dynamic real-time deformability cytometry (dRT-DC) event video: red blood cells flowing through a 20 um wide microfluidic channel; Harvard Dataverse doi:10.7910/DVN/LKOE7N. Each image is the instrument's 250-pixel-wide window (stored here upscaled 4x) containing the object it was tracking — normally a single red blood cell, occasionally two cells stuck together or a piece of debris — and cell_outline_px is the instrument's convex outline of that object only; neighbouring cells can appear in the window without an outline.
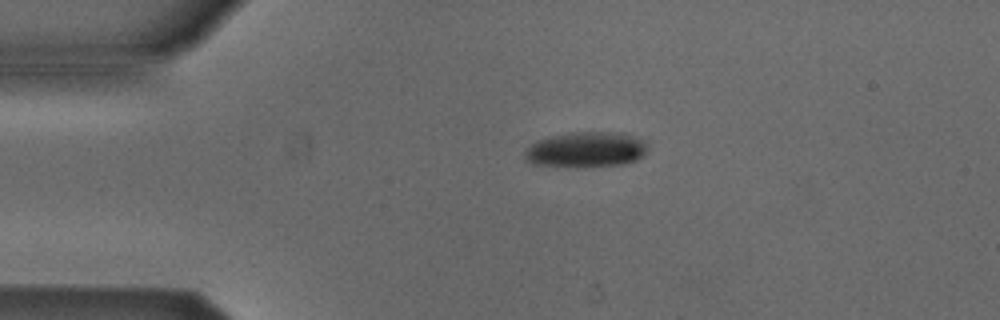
{"species": "Egyptian fruit bat (a non-hibernating species)", "species_latin": "Rousettus aegyptiacus", "temperature_condition": "cold", "stored_images_in_passage": 2, "camera_frame_rate_fps": 3000, "um_per_image_px": 0.085, "animal": {"sex": "male"}, "frame": {"image": 1, "passage_image": 1, "time_ms": 0.0, "image_size_px": [1000, 320], "cell_outline_px": [[648, 148], [644, 156], [636, 160], [624, 164], [532, 164], [524, 160], [524, 148], [536, 140], [552, 136], [572, 132], [620, 132], [648, 140]], "centroid_in_image_um": [49.85, 12.66], "position_along_channel_um": 35.1, "area_um2": 24.85}}